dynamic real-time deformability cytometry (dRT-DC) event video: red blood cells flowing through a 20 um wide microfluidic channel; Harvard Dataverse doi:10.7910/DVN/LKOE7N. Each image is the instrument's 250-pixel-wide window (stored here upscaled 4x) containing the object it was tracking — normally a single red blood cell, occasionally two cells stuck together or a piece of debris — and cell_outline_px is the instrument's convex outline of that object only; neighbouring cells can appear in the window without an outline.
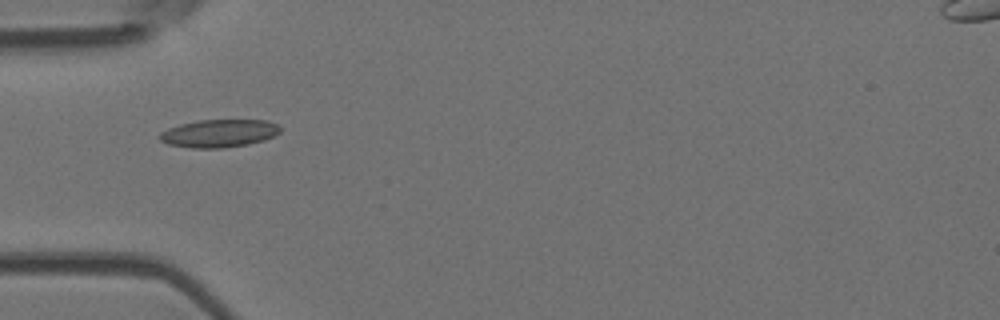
{"species": "Egyptian fruit bat (a non-hibernating species)", "species_latin": "Rousettus aegyptiacus", "temperature_condition": "room temperature", "stored_images_in_passage": 7, "camera_frame_rate_fps": 3000, "um_per_image_px": 0.085, "animal": {"sex": "female"}, "frame": {"image": 1, "passage_image": 5, "time_ms": 5.333, "image_size_px": [1000, 320], "cell_outline_px": [[280, 132], [276, 136], [264, 140], [248, 144], [224, 148], [192, 148], [168, 144], [160, 140], [156, 136], [160, 132], [168, 128], [180, 124], [200, 120], [268, 120], [276, 124], [280, 128]], "centroid_in_image_um": [18.61, 11.34], "position_along_channel_um": 66.4, "area_um2": 19.71}}
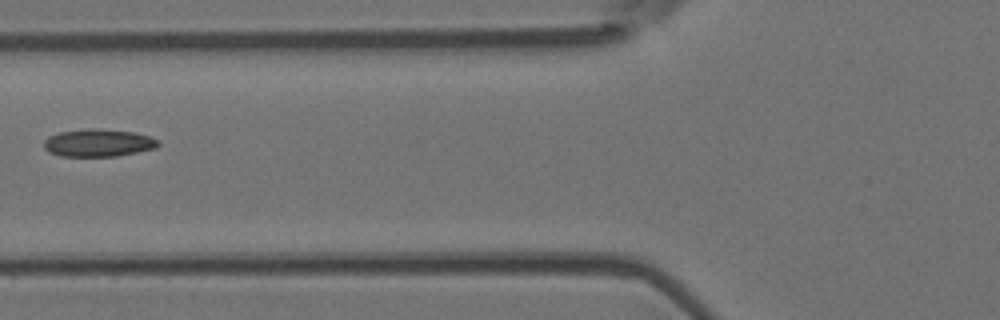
{"frame": {"image": 2, "passage_image": 6, "time_ms": 6.667, "image_size_px": [1000, 320], "cell_outline_px": [[160, 144], [156, 148], [116, 156], [60, 156], [48, 152], [44, 148], [44, 140], [48, 136], [60, 132], [92, 128], [96, 128], [132, 132], [148, 136], [160, 140]], "centroid_in_image_um": [8.34, 12.15], "position_along_channel_um": 117.5, "area_um2": 18.32}}
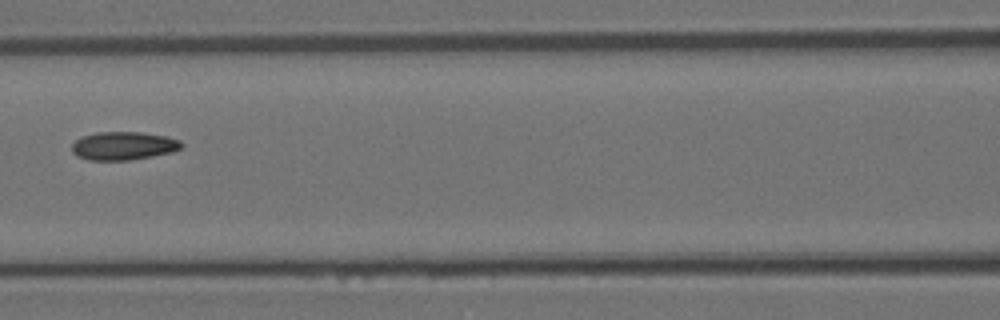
{"frame": {"image": 3, "passage_image": 7, "time_ms": 7.667, "image_size_px": [1000, 320], "cell_outline_px": [[184, 148], [172, 152], [152, 156], [128, 160], [88, 160], [76, 156], [72, 152], [72, 144], [80, 136], [96, 132], [140, 132], [164, 136], [180, 140], [184, 144]], "centroid_in_image_um": [10.49, 12.39], "position_along_channel_um": 156.1, "area_um2": 18.21}}